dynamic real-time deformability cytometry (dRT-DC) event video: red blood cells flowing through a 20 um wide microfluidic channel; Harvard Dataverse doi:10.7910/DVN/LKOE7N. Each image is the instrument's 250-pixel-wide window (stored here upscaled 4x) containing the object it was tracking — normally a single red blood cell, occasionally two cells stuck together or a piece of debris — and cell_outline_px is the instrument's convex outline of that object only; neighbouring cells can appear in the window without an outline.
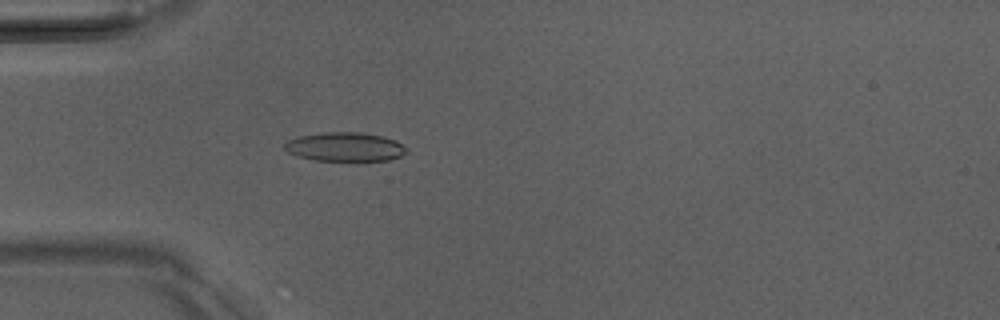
{"species": "Egyptian fruit bat (a non-hibernating species)", "species_latin": "Rousettus aegyptiacus", "temperature_condition": "room temperature", "stored_images_in_passage": 36, "camera_frame_rate_fps": 3000, "um_per_image_px": 0.085, "animal": {"sex": "male"}, "frame": {"image": 1, "passage_image": 1, "time_ms": 0.0, "image_size_px": [1000, 320], "cell_outline_px": [[408, 152], [400, 156], [388, 160], [316, 160], [296, 156], [288, 152], [284, 148], [284, 144], [288, 140], [300, 136], [320, 132], [360, 132], [384, 136], [396, 140], [408, 148]], "centroid_in_image_um": [29.34, 12.47], "position_along_channel_um": 55.7, "area_um2": 20.63}}
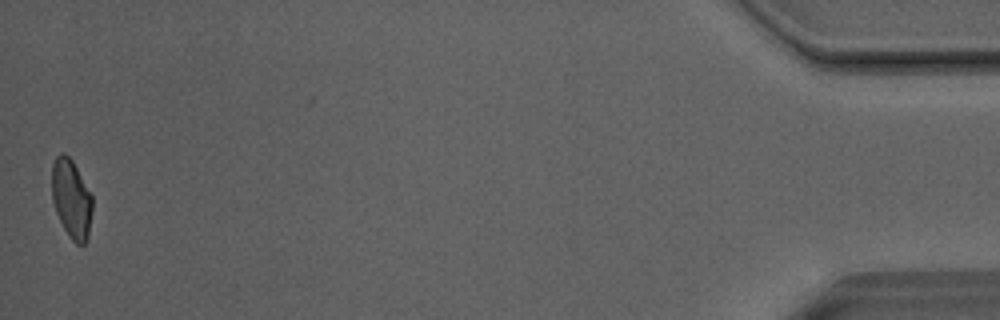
{"frame": {"image": 2, "passage_image": 36, "time_ms": 11.667, "image_size_px": [1000, 320], "cell_outline_px": [[92, 212], [88, 236], [84, 244], [76, 244], [68, 236], [56, 212], [52, 200], [52, 164], [56, 156], [60, 152], [64, 152], [72, 160], [92, 196]], "centroid_in_image_um": [6.06, 16.89], "position_along_channel_um": 429.1, "area_um2": 18.55}, "authors_computed_cell_mechanics": {"area_um2": 19.363, "velocity_mm_per_s": 4.0811, "shape_relaxation_time_tau1_ms": null, "shape_relaxation_time_tau2_ms": 2.0563, "deformation_change_tau1": null, "deformation_change_tau2": 0.088}}